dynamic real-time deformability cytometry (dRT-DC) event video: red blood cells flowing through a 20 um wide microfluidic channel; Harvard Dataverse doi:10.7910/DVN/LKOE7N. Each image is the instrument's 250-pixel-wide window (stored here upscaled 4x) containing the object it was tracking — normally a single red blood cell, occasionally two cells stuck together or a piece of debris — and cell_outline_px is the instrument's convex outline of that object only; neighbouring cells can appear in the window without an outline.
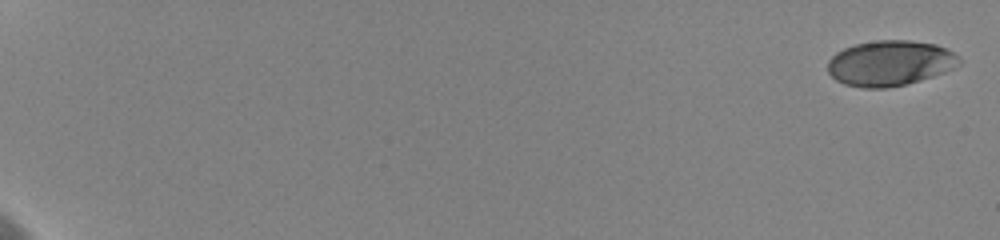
{"species": "human", "species_latin": "Homo sapiens", "temperature_condition": "cold", "stored_images_in_passage": 16, "camera_frame_rate_fps": 3000, "um_per_image_px": 0.085, "donor": {"sex": "female"}, "frame": {"image": 1, "passage_image": 1, "time_ms": 0.0, "image_size_px": [1000, 240], "cell_outline_px": [[960, 64], [944, 72], [920, 80], [888, 88], [864, 88], [844, 84], [836, 80], [828, 72], [828, 60], [836, 52], [844, 48], [856, 44], [876, 40], [908, 40], [936, 44], [948, 48], [960, 60]], "centroid_in_image_um": [75.63, 5.36], "position_along_channel_um": 9.4, "area_um2": 34.68}}
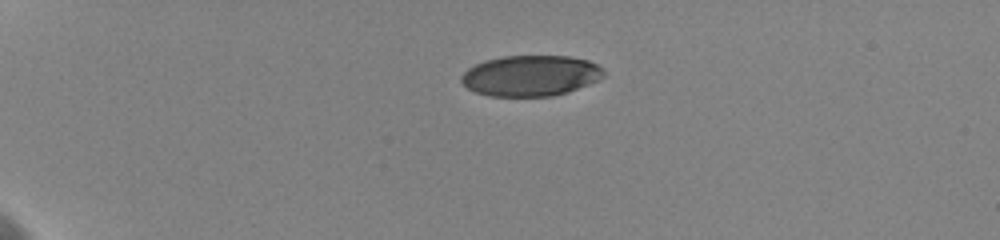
{"frame": {"image": 2, "passage_image": 7, "time_ms": 5.0, "image_size_px": [1000, 240], "cell_outline_px": [[604, 76], [588, 84], [568, 92], [552, 96], [488, 96], [476, 92], [468, 88], [460, 80], [460, 76], [468, 68], [484, 60], [504, 56], [568, 56], [588, 60], [604, 68]], "centroid_in_image_um": [45.09, 6.43], "position_along_channel_um": 39.9, "area_um2": 33.81}}